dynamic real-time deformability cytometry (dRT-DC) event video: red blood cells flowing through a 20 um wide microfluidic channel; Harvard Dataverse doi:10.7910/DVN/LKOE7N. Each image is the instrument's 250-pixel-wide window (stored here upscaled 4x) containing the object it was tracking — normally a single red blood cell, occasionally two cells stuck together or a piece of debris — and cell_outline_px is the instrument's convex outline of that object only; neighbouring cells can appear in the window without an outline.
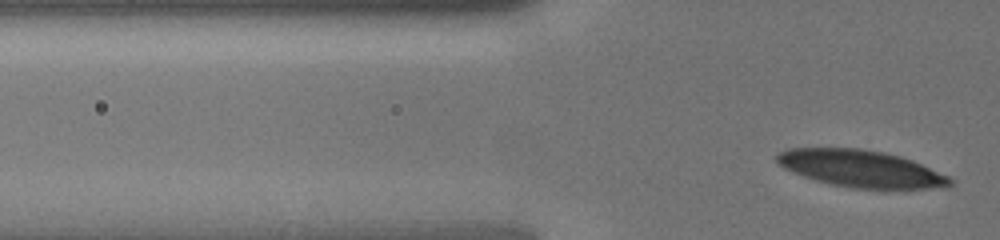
{"species": "human", "species_latin": "Homo sapiens", "temperature_condition": "cold", "stored_images_in_passage": 5, "camera_frame_rate_fps": 3000, "um_per_image_px": 0.085, "donor": {"sex": "male"}, "frame": {"image": 1, "passage_image": 5, "time_ms": 4.667, "image_size_px": [1000, 240], "cell_outline_px": [[952, 184], [948, 188], [852, 188], [832, 184], [816, 180], [804, 176], [784, 168], [776, 164], [776, 152], [788, 148], [860, 148], [884, 152], [900, 156], [912, 160], [948, 176], [952, 180]], "centroid_in_image_um": [73.15, 14.32], "position_along_channel_um": 52.7, "area_um2": 37.22}}